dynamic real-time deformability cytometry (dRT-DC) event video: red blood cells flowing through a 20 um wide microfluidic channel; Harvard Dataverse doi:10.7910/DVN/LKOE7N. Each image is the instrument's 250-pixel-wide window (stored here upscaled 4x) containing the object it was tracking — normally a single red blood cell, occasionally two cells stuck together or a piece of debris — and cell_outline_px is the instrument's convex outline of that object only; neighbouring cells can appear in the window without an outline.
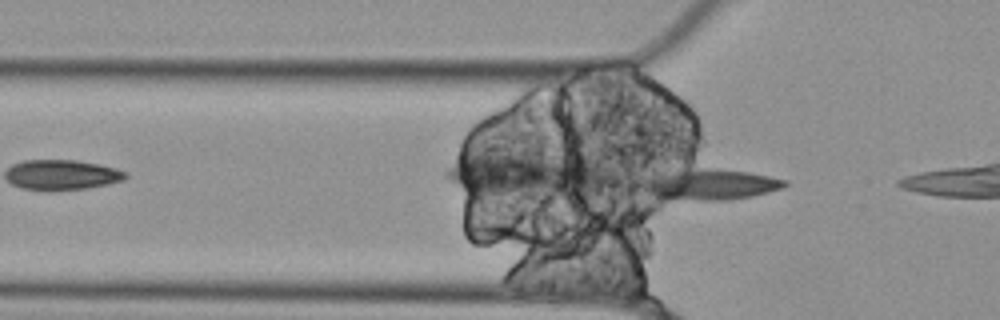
{"species": "Egyptian fruit bat (a non-hibernating species)", "species_latin": "Rousettus aegyptiacus", "temperature_condition": "cold", "stored_images_in_passage": 7, "camera_frame_rate_fps": 3000, "um_per_image_px": 0.085, "animal": {"sex": "female"}, "frame": {"image": 1, "passage_image": 2, "time_ms": 0.333, "image_size_px": [1000, 320], "cell_outline_px": [[788, 184], [780, 188], [768, 192], [752, 196], [728, 200], [700, 200], [656, 196], [628, 184], [628, 180], [636, 176], [648, 172], [704, 168], [716, 168], [748, 172], [788, 180]], "centroid_in_image_um": [60.01, 15.63], "position_along_channel_um": 65.8, "area_um2": 26.93}}